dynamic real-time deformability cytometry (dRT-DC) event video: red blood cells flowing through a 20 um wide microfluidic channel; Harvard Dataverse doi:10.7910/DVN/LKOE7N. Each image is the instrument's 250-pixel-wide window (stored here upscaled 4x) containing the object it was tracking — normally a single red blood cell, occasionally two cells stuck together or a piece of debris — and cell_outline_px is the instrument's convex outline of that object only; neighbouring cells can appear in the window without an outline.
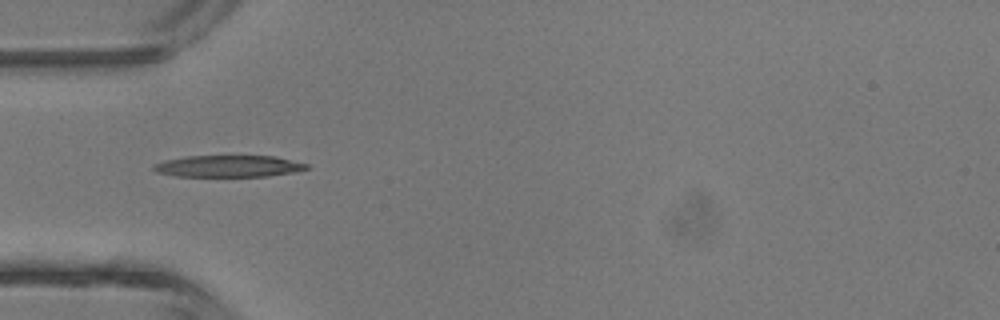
{"species": "common noctule bat (a hibernating species)", "species_latin": "Nyctalus noctula", "temperature_condition": "room temperature", "stored_images_in_passage": 2, "camera_frame_rate_fps": 3000, "um_per_image_px": 0.085, "animal": {"sex": "male", "body_mass_g": 13.3}, "frame": {"image": 1, "passage_image": 1, "time_ms": 0.0, "image_size_px": [1000, 320], "cell_outline_px": [[308, 168], [296, 172], [268, 176], [176, 176], [156, 172], [152, 168], [156, 164], [164, 160], [188, 156], [272, 156], [308, 164]], "centroid_in_image_um": [19.42, 14.13], "position_along_channel_um": 65.6, "area_um2": 19.13}}
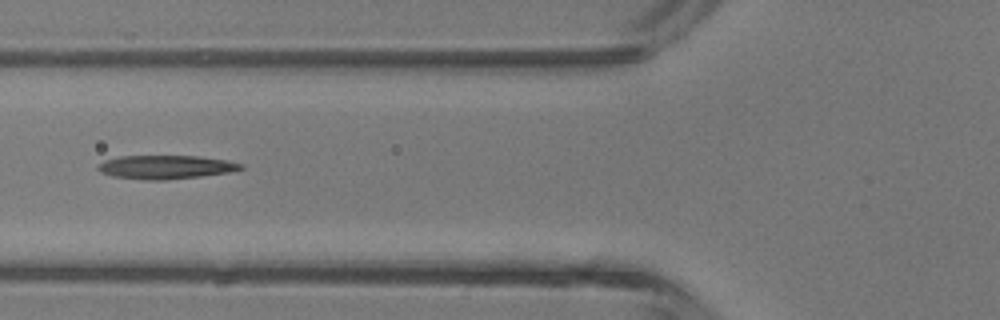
{"frame": {"image": 2, "passage_image": 2, "time_ms": 1.0, "image_size_px": [1000, 320], "cell_outline_px": [[244, 168], [228, 172], [200, 176], [164, 180], [148, 180], [112, 176], [100, 172], [96, 168], [96, 164], [104, 160], [120, 156], [196, 156], [224, 160], [244, 164]], "centroid_in_image_um": [14.02, 14.2], "position_along_channel_um": 111.8, "area_um2": 19.59}}